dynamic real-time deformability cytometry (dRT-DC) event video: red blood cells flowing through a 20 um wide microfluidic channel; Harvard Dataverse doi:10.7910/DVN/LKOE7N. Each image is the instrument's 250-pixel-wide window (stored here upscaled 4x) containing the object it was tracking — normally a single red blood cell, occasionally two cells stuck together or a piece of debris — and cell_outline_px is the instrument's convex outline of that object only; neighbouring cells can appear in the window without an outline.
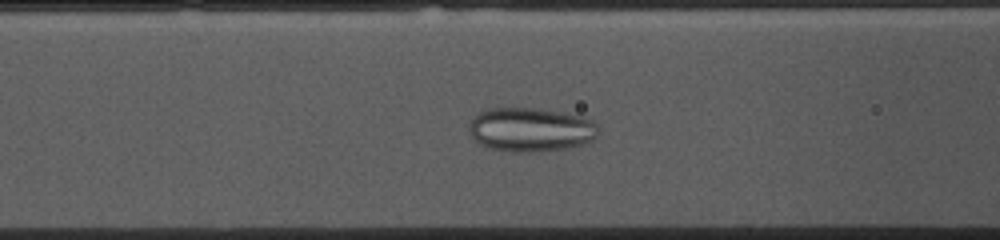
{"species": "common noctule bat (a hibernating species)", "species_latin": "Nyctalus noctula", "temperature_condition": "cold", "stored_images_in_passage": 52, "camera_frame_rate_fps": 3000, "um_per_image_px": 0.085, "animal": {"sex": "female", "body_mass_g": 10.0, "forearm_length_mm": 53.1}, "frame": {"image": 1, "passage_image": 19, "time_ms": 6.0, "image_size_px": [1000, 240], "cell_outline_px": [[596, 136], [592, 140], [580, 144], [564, 148], [540, 152], [512, 152], [488, 148], [480, 144], [468, 132], [468, 124], [472, 116], [476, 112], [488, 108], [540, 108], [584, 116], [592, 120], [596, 124]], "centroid_in_image_um": [45.04, 11.0], "position_along_channel_um": 121.6, "area_um2": 33.52}}
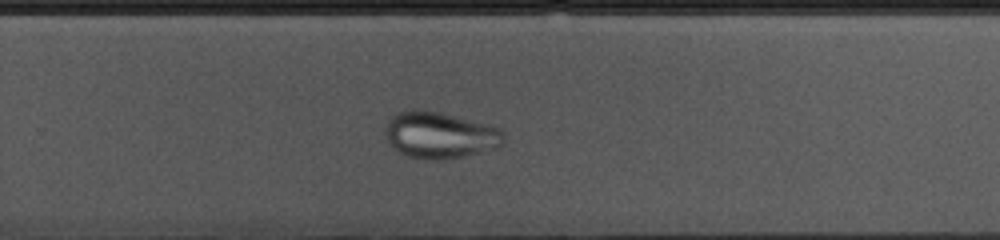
{"frame": {"image": 2, "passage_image": 33, "time_ms": 10.667, "image_size_px": [1000, 240], "cell_outline_px": [[504, 144], [496, 148], [460, 156], [440, 160], [436, 160], [408, 156], [392, 148], [384, 132], [384, 128], [388, 120], [396, 112], [412, 108], [420, 108], [440, 112], [488, 124], [500, 128], [504, 132]], "centroid_in_image_um": [37.36, 11.45], "position_along_channel_um": 292.4, "area_um2": 32.31}}
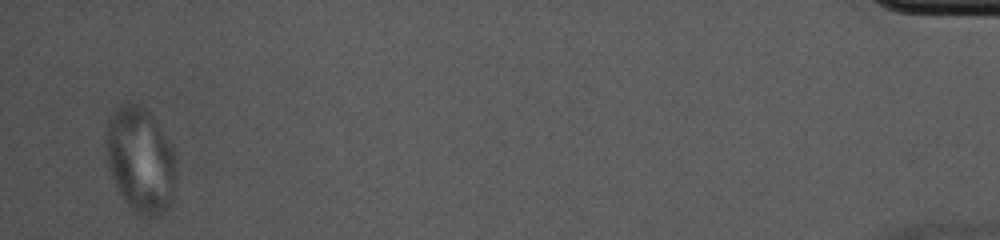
{"frame": {"image": 3, "passage_image": 51, "time_ms": 16.667, "image_size_px": [1000, 240], "cell_outline_px": [[176, 180], [172, 204], [160, 216], [140, 216], [124, 200], [112, 176], [108, 164], [104, 148], [108, 120], [112, 112], [120, 104], [128, 100], [132, 100], [144, 108], [152, 116], [172, 148], [176, 160]], "centroid_in_image_um": [11.94, 13.58], "position_along_channel_um": 423.3, "area_um2": 43.47}}